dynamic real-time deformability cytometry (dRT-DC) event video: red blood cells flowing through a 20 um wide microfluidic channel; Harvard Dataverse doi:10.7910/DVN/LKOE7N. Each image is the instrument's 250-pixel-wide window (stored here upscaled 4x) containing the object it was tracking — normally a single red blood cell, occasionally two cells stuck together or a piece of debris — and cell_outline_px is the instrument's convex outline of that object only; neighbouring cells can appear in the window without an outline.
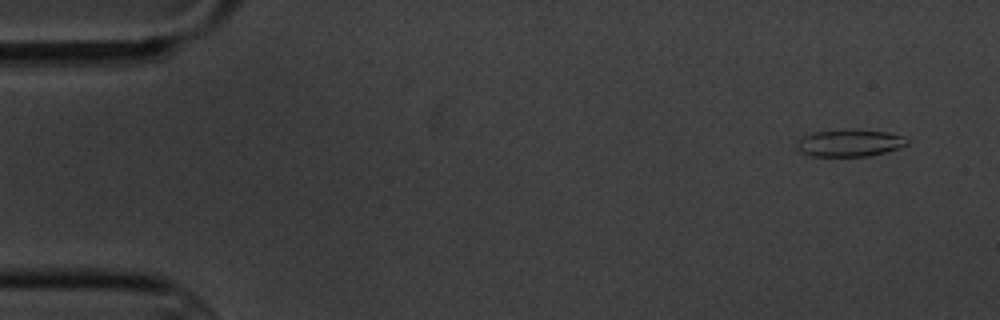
{"species": "common noctule bat (a hibernating species)", "species_latin": "Nyctalus noctula", "temperature_condition": "cold", "stored_images_in_passage": 6, "camera_frame_rate_fps": 3000, "um_per_image_px": 0.085, "animal": {"sex": "male", "body_mass_g": 20.1, "forearm_length_mm": 53.5}, "frame": {"image": 1, "passage_image": 1, "time_ms": 0.0, "image_size_px": [1000, 320], "cell_outline_px": [[908, 144], [884, 152], [868, 156], [812, 156], [800, 152], [796, 148], [796, 144], [800, 136], [812, 132], [852, 128], [888, 132], [900, 136], [908, 140]], "centroid_in_image_um": [72.14, 12.13], "position_along_channel_um": 12.9, "area_um2": 17.63}}
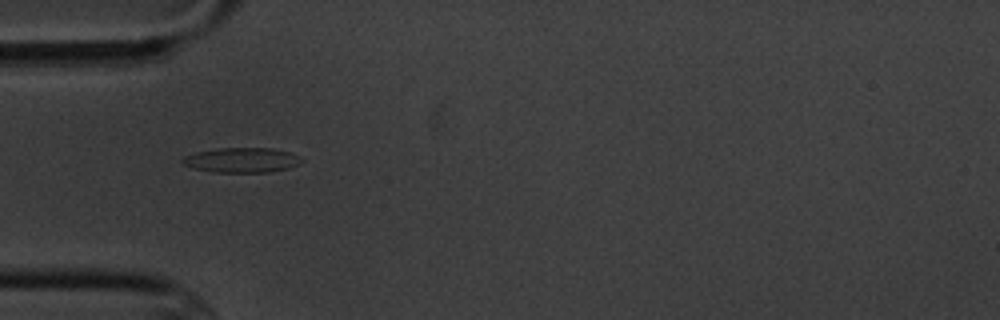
{"frame": {"image": 2, "passage_image": 5, "time_ms": 4.667, "image_size_px": [1000, 320], "cell_outline_px": [[304, 160], [300, 164], [288, 168], [268, 172], [212, 172], [196, 168], [184, 164], [180, 160], [184, 156], [196, 152], [220, 148], [272, 148], [288, 152], [300, 156]], "centroid_in_image_um": [20.58, 13.6], "position_along_channel_um": 64.4, "area_um2": 17.17}}
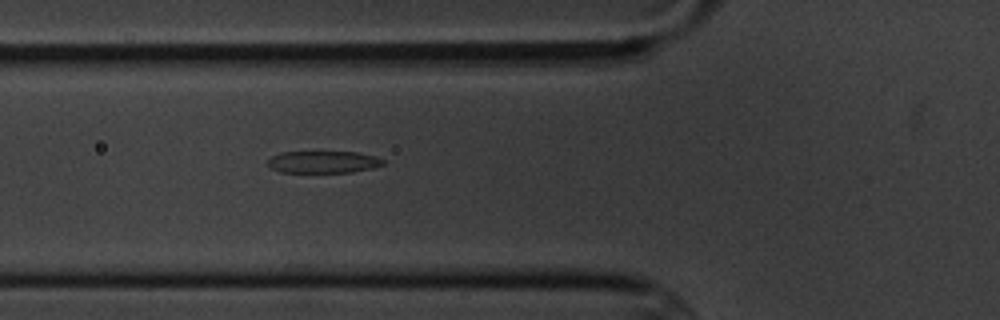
{"frame": {"image": 3, "passage_image": 6, "time_ms": 5.667, "image_size_px": [1000, 320], "cell_outline_px": [[384, 164], [372, 168], [352, 172], [280, 172], [272, 168], [268, 164], [268, 160], [272, 156], [280, 152], [356, 152], [376, 156], [384, 160]], "centroid_in_image_um": [27.49, 13.76], "position_along_channel_um": 98.3, "area_um2": 14.74}}